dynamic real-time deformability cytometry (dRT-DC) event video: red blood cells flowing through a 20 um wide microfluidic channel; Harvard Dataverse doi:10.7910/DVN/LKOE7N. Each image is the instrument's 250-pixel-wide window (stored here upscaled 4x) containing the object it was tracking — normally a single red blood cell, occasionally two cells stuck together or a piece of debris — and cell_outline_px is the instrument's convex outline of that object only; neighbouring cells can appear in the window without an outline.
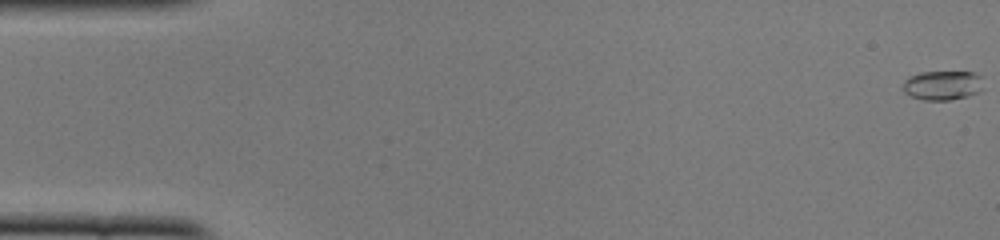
{"species": "common noctule bat (a hibernating species)", "species_latin": "Nyctalus noctula", "temperature_condition": "cold", "stored_images_in_passage": 52, "camera_frame_rate_fps": 3000, "um_per_image_px": 0.085, "animal": {"sex": "female", "body_mass_g": 22.0, "forearm_length_mm": 56.7}, "frame": {"image": 1, "passage_image": 1, "time_ms": 0.0, "image_size_px": [1000, 240], "cell_outline_px": [[984, 88], [980, 92], [968, 96], [948, 100], [924, 100], [912, 96], [904, 92], [904, 80], [908, 76], [920, 72], [972, 72], [980, 76]], "centroid_in_image_um": [80.13, 7.25], "position_along_channel_um": 4.9, "area_um2": 13.81}}
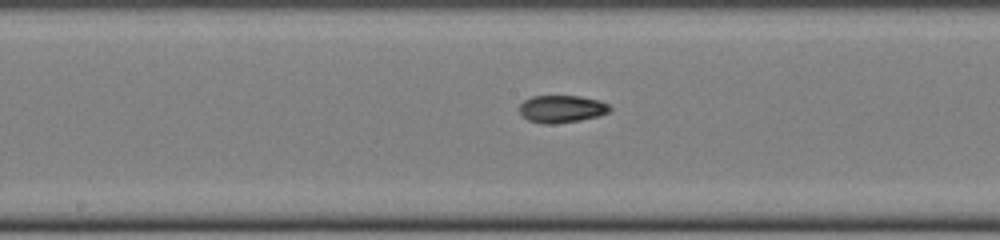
{"frame": {"image": 2, "passage_image": 27, "time_ms": 8.667, "image_size_px": [1000, 240], "cell_outline_px": [[612, 108], [608, 112], [600, 116], [580, 120], [552, 124], [544, 124], [528, 120], [520, 112], [520, 104], [524, 100], [532, 96], [580, 96], [600, 100], [608, 104]], "centroid_in_image_um": [47.77, 9.25], "position_along_channel_um": 200.4, "area_um2": 14.45}}
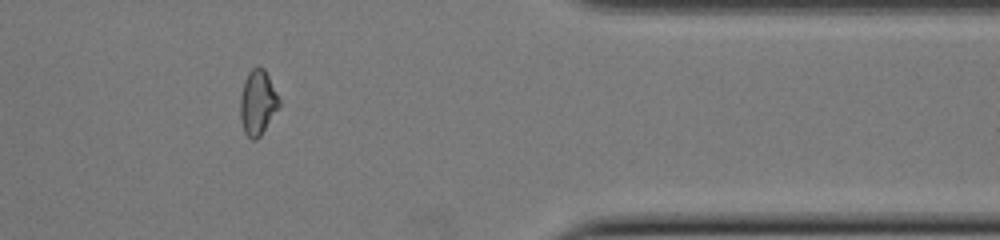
{"frame": {"image": 3, "passage_image": 43, "time_ms": 14.0, "image_size_px": [1000, 240], "cell_outline_px": [[280, 108], [260, 136], [256, 140], [252, 140], [244, 132], [240, 120], [240, 96], [244, 80], [248, 72], [256, 64], [264, 68], [280, 100]], "centroid_in_image_um": [21.9, 8.71], "position_along_channel_um": 389.5, "area_um2": 14.97}, "authors_computed_cell_mechanics": {"area_um2": 14.161, "velocity_mm_per_s": 3.9436, "shape_relaxation_time_tau1_ms": null, "shape_relaxation_time_tau2_ms": 3.4845, "deformation_change_tau1": null, "deformation_change_tau2": 0.0864}}